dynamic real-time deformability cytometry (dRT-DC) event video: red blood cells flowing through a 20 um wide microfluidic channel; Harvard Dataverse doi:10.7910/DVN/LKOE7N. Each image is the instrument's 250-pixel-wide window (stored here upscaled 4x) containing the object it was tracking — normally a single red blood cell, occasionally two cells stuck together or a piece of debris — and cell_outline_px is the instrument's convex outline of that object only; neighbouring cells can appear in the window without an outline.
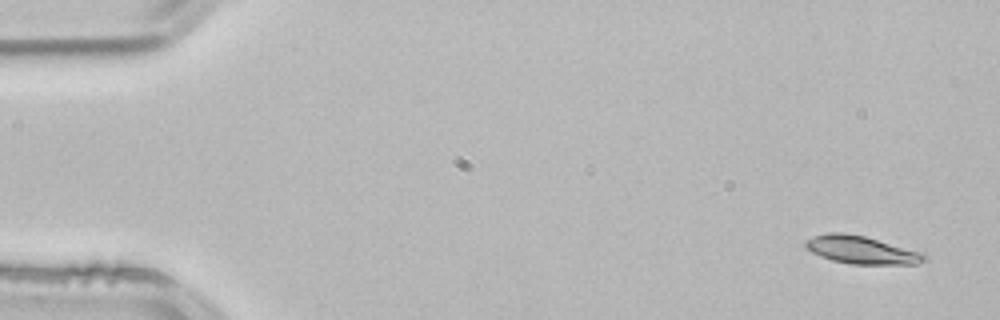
{"species": "common noctule bat (a hibernating species)", "species_latin": "Nyctalus noctula", "temperature_condition": "room temperature", "stored_images_in_passage": 4, "camera_frame_rate_fps": 3000, "um_per_image_px": 0.085, "animal": {"sex": "male", "body_mass_g": 21.5, "forearm_length_mm": 52.0}, "frame": {"image": 1, "passage_image": 1, "time_ms": 0.0, "image_size_px": [1000, 320], "cell_outline_px": [[928, 260], [916, 264], [852, 264], [832, 260], [820, 256], [804, 248], [804, 240], [812, 236], [828, 232], [840, 232], [864, 236], [924, 252], [928, 256]], "centroid_in_image_um": [73.23, 21.24], "position_along_channel_um": 11.8, "area_um2": 19.54}}